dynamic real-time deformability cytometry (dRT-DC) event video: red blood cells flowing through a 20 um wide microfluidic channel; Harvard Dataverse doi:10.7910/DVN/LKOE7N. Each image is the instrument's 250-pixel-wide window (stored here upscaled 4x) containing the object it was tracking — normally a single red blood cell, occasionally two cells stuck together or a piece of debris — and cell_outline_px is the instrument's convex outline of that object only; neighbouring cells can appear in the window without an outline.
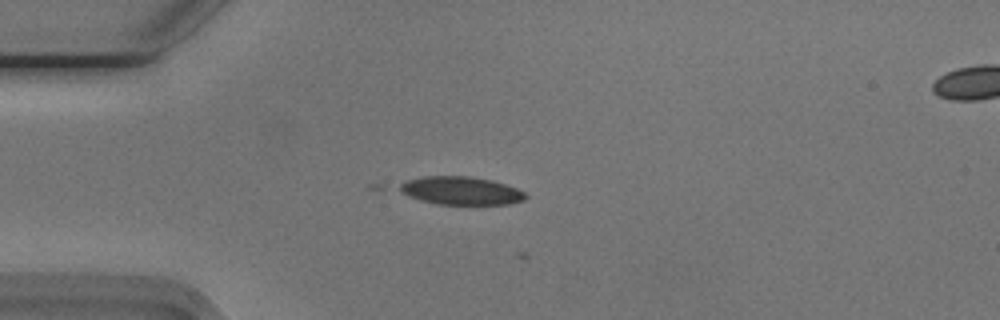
{"species": "Egyptian fruit bat (a non-hibernating species)", "species_latin": "Rousettus aegyptiacus", "temperature_condition": "cold", "stored_images_in_passage": 3, "camera_frame_rate_fps": 3000, "um_per_image_px": 0.085, "animal": {"sex": "male"}, "frame": {"image": 1, "passage_image": 2, "time_ms": 0.333, "image_size_px": [1000, 320], "cell_outline_px": [[528, 196], [524, 200], [508, 204], [436, 204], [420, 200], [408, 196], [392, 188], [408, 180], [424, 176], [468, 176], [492, 180], [516, 188], [524, 192]], "centroid_in_image_um": [39.12, 16.21], "position_along_channel_um": 45.9, "area_um2": 20.75}}